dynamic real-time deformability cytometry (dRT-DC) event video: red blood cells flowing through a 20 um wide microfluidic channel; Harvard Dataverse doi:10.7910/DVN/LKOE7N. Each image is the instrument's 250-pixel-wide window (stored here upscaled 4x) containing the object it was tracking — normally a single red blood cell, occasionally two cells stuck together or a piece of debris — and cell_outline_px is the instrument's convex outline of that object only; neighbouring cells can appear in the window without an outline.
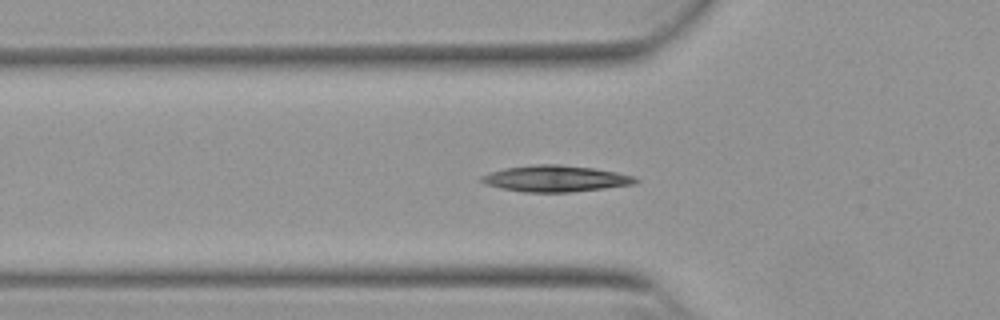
{"species": "Egyptian fruit bat (a non-hibernating species)", "species_latin": "Rousettus aegyptiacus", "temperature_condition": "warm", "stored_images_in_passage": 41, "camera_frame_rate_fps": 3000, "um_per_image_px": 0.085, "animal": {"sex": "female"}, "frame": {"image": 1, "passage_image": 9, "time_ms": 2.667, "image_size_px": [1000, 320], "cell_outline_px": [[640, 180], [636, 184], [572, 192], [524, 192], [500, 188], [484, 184], [480, 180], [480, 176], [488, 172], [504, 168], [536, 164], [560, 164], [592, 168], [616, 172], [636, 176]], "centroid_in_image_um": [47.21, 15.18], "position_along_channel_um": 78.6, "area_um2": 23.81}}
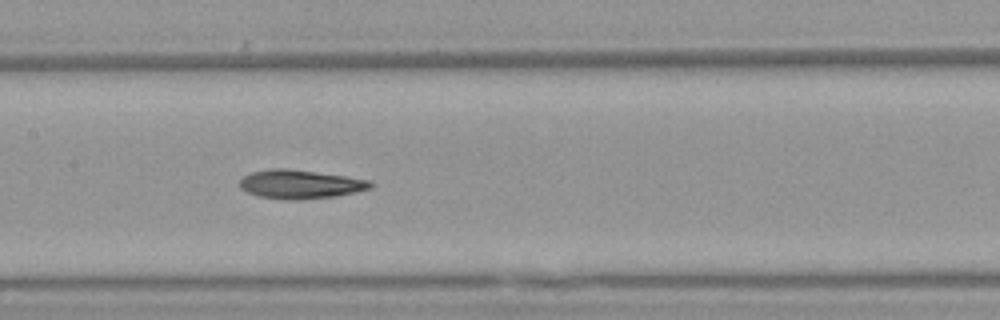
{"frame": {"image": 2, "passage_image": 17, "time_ms": 5.333, "image_size_px": [1000, 320], "cell_outline_px": [[372, 188], [356, 192], [336, 196], [300, 200], [284, 200], [260, 196], [248, 192], [240, 188], [240, 180], [244, 176], [252, 172], [272, 168], [284, 168], [348, 176], [368, 180], [372, 184]], "centroid_in_image_um": [25.53, 15.66], "position_along_channel_um": 181.9, "area_um2": 21.91}}
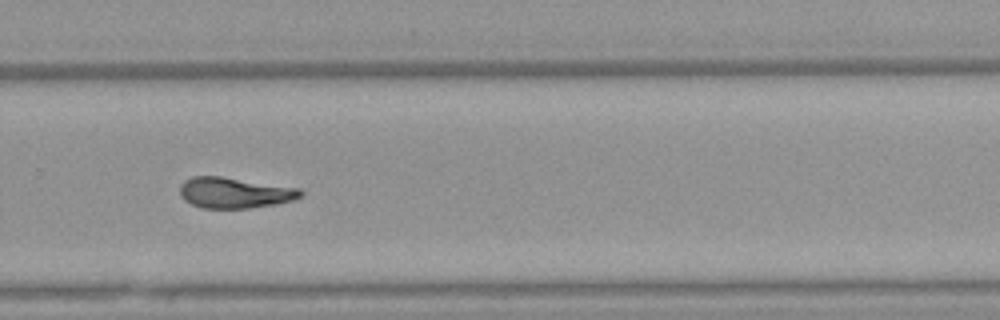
{"frame": {"image": 3, "passage_image": 27, "time_ms": 8.667, "image_size_px": [1000, 320], "cell_outline_px": [[304, 196], [292, 200], [276, 204], [248, 208], [204, 208], [192, 204], [184, 200], [180, 196], [180, 184], [184, 180], [192, 176], [220, 176], [300, 188], [304, 192]], "centroid_in_image_um": [19.94, 16.38], "position_along_channel_um": 309.9, "area_um2": 21.73}, "authors_computed_cell_mechanics": {"area_um2": 21.7906, "velocity_mm_per_s": 3.8453, "shape_relaxation_time_tau1_ms": 4.5997, "shape_relaxation_time_tau2_ms": null, "deformation_change_tau1": 0.1428, "deformation_change_tau2": null}}